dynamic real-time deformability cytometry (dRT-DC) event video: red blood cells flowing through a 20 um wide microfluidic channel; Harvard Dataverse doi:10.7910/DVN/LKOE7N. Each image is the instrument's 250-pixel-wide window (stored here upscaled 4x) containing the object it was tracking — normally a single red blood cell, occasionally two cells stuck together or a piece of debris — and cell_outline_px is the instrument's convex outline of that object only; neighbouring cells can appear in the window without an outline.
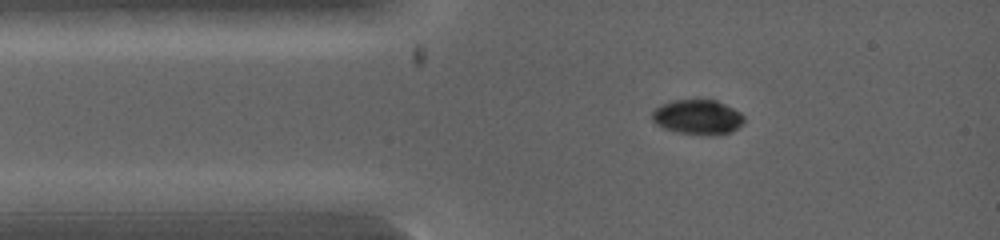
{"species": "common noctule bat (a hibernating species)", "species_latin": "Nyctalus noctula", "temperature_condition": "warm", "stored_images_in_passage": 10, "camera_frame_rate_fps": 5000, "um_per_image_px": 0.085, "animal": {"sex": "female", "body_mass_g": 19.0, "forearm_length_mm": 53.3}, "frame": {"image": 1, "passage_image": 1, "time_ms": 0.0, "image_size_px": [1000, 240], "cell_outline_px": [[744, 124], [732, 132], [716, 136], [708, 136], [676, 132], [664, 128], [656, 124], [652, 120], [652, 112], [660, 104], [672, 100], [716, 100], [740, 112], [744, 116]], "centroid_in_image_um": [59.32, 9.97], "position_along_channel_um": 25.7, "area_um2": 18.96}}
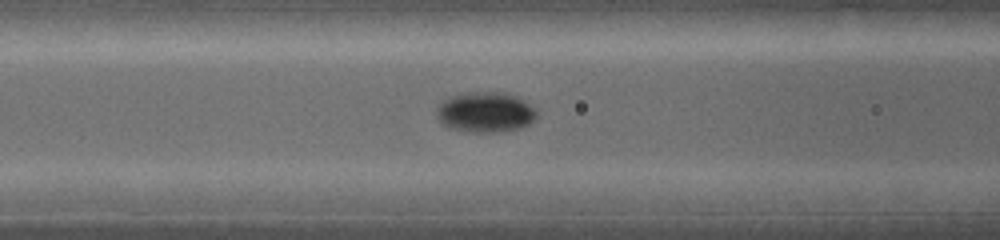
{"frame": {"image": 2, "passage_image": 6, "time_ms": 2.0, "image_size_px": [1000, 240], "cell_outline_px": [[536, 116], [528, 124], [516, 128], [488, 132], [472, 132], [452, 128], [444, 124], [436, 116], [436, 108], [440, 100], [460, 92], [508, 92], [524, 100], [536, 108]], "centroid_in_image_um": [41.21, 9.49], "position_along_channel_um": 125.4, "area_um2": 23.52}}
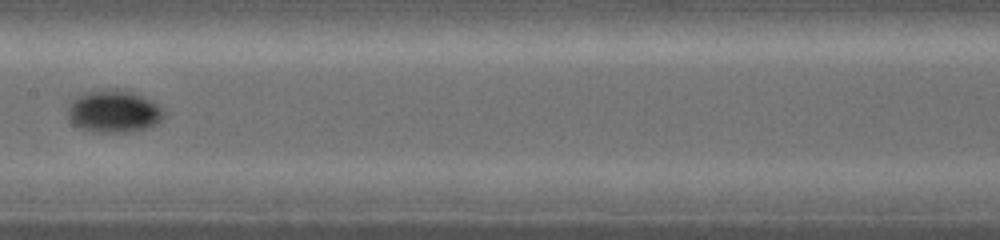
{"frame": {"image": 3, "passage_image": 9, "time_ms": 3.2, "image_size_px": [1000, 240], "cell_outline_px": [[164, 116], [156, 124], [144, 128], [120, 132], [100, 132], [80, 128], [68, 120], [68, 108], [72, 100], [76, 96], [88, 92], [108, 88], [128, 88], [152, 100], [164, 108]], "centroid_in_image_um": [9.69, 9.42], "position_along_channel_um": 197.7, "area_um2": 23.99}}